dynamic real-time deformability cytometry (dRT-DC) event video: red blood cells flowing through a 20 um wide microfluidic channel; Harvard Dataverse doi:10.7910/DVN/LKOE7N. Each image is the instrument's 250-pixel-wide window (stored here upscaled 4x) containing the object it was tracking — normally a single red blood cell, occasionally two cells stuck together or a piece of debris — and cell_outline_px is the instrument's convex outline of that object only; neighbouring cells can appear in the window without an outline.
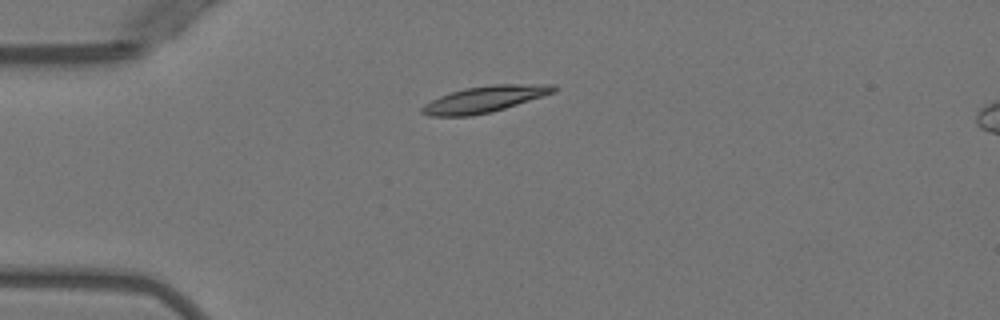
{"species": "Egyptian fruit bat (a non-hibernating species)", "species_latin": "Rousettus aegyptiacus", "temperature_condition": "warm", "stored_images_in_passage": 4, "camera_frame_rate_fps": 3000, "um_per_image_px": 0.085, "animal": {"sex": "female"}, "frame": {"image": 1, "passage_image": 1, "time_ms": 0.0, "image_size_px": [1000, 320], "cell_outline_px": [[556, 92], [492, 112], [472, 116], [428, 116], [420, 112], [420, 108], [424, 104], [440, 96], [464, 88], [492, 84], [556, 84]], "centroid_in_image_um": [41.19, 8.43], "position_along_channel_um": 43.8, "area_um2": 20.29}}
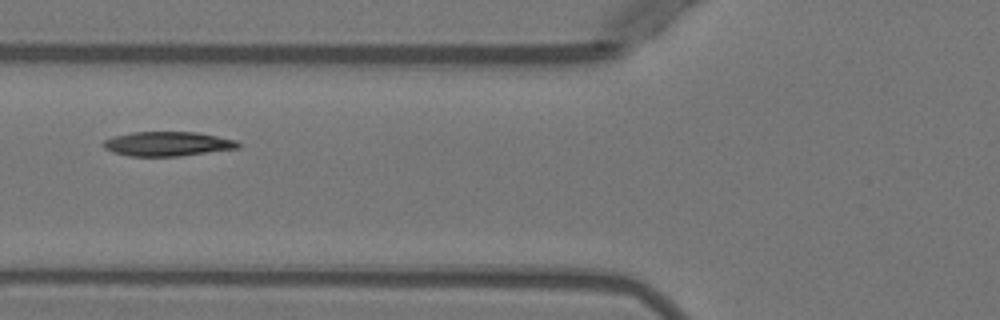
{"frame": {"image": 2, "passage_image": 3, "time_ms": 2.333, "image_size_px": [1000, 320], "cell_outline_px": [[240, 148], [180, 156], [128, 156], [112, 152], [104, 148], [100, 144], [104, 140], [116, 136], [132, 132], [196, 132], [236, 140], [240, 144]], "centroid_in_image_um": [14.22, 12.23], "position_along_channel_um": 111.6, "area_um2": 19.19}}
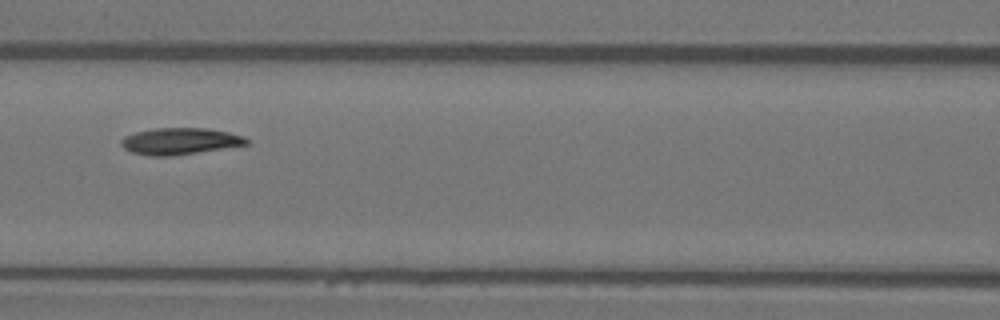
{"frame": {"image": 3, "passage_image": 4, "time_ms": 3.333, "image_size_px": [1000, 320], "cell_outline_px": [[248, 144], [172, 156], [148, 156], [132, 152], [124, 148], [120, 144], [120, 140], [124, 136], [136, 132], [152, 128], [204, 128], [228, 132], [244, 136], [248, 140]], "centroid_in_image_um": [15.25, 12.0], "position_along_channel_um": 151.4, "area_um2": 19.36}}